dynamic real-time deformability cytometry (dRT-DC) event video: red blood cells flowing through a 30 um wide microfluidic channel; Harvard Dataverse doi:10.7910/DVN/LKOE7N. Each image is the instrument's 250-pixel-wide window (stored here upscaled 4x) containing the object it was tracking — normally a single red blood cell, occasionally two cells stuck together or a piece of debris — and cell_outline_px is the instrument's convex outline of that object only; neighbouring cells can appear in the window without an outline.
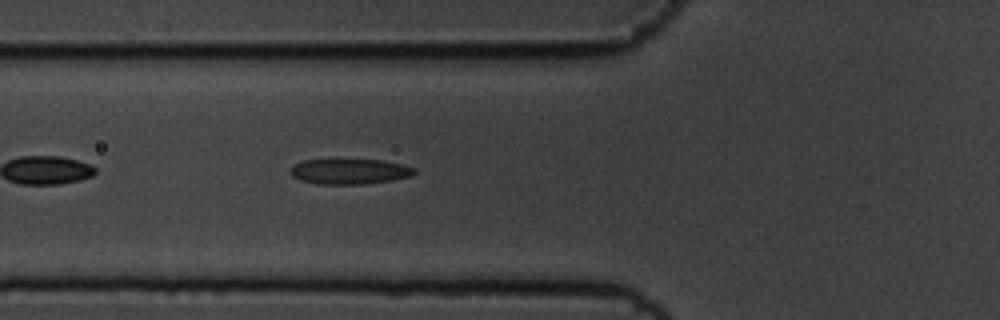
{"species": "common noctule bat (a hibernating species)", "species_latin": "Nyctalus noctula", "temperature_condition": "cold", "stored_images_in_passage": 28, "camera_frame_rate_fps": 3000, "um_per_image_px": 0.085, "animal": {"sex": "male", "body_mass_g": 19.5, "forearm_length_mm": 54.6}, "frame": {"image": 1, "passage_image": 5, "time_ms": 1.333, "image_size_px": [1000, 320], "cell_outline_px": [[416, 172], [412, 176], [392, 180], [364, 184], [316, 184], [300, 180], [292, 176], [292, 168], [296, 164], [304, 160], [384, 160], [416, 168]], "centroid_in_image_um": [29.76, 14.58], "position_along_channel_um": 96.0, "area_um2": 18.15}}
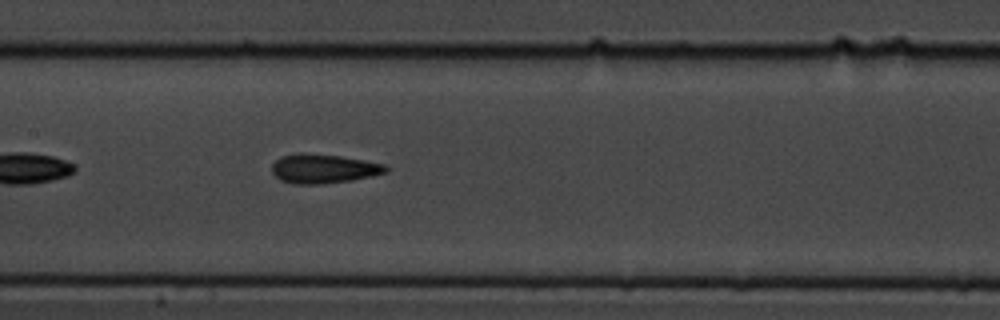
{"frame": {"image": 2, "passage_image": 12, "time_ms": 3.667, "image_size_px": [1000, 320], "cell_outline_px": [[388, 172], [372, 176], [352, 180], [324, 184], [296, 184], [280, 180], [272, 172], [272, 164], [280, 156], [296, 152], [300, 152], [340, 156], [364, 160], [384, 164], [388, 168]], "centroid_in_image_um": [27.48, 14.33], "position_along_channel_um": 179.9, "area_um2": 19.54}}
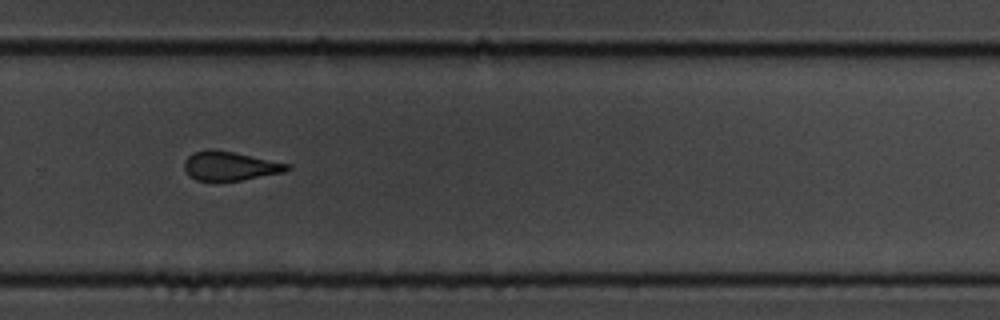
{"frame": {"image": 3, "passage_image": 23, "time_ms": 7.333, "image_size_px": [1000, 320], "cell_outline_px": [[292, 168], [284, 172], [240, 180], [216, 184], [196, 180], [188, 176], [184, 168], [184, 160], [192, 152], [208, 148], [216, 148], [292, 164]], "centroid_in_image_um": [19.5, 14.12], "position_along_channel_um": 310.3, "area_um2": 18.32}, "authors_computed_cell_mechanics": {"area_um2": 18.8139, "velocity_mm_per_s": 3.5718, "shape_relaxation_time_tau1_ms": 3.5288, "shape_relaxation_time_tau2_ms": 1.5849, "deformation_change_tau1": 0.1248, "deformation_change_tau2": 0.0849}}